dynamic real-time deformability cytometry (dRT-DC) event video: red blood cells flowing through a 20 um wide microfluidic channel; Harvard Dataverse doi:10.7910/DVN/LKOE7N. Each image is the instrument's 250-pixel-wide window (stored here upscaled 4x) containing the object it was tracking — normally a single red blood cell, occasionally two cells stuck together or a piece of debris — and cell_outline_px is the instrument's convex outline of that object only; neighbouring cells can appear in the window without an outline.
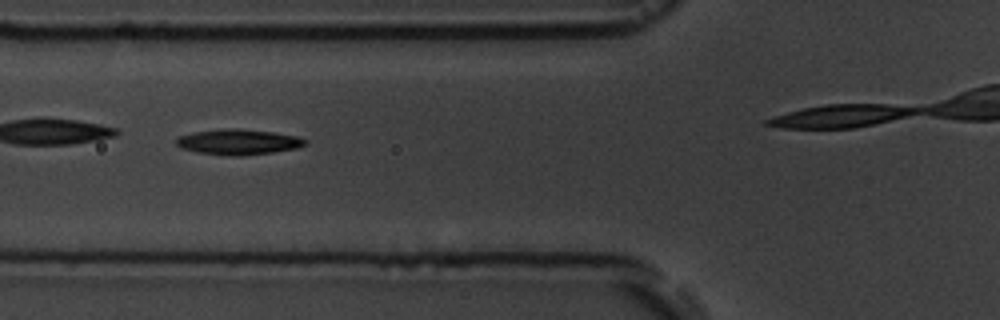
{"species": "common noctule bat (a hibernating species)", "species_latin": "Nyctalus noctula", "temperature_condition": "room temperature", "stored_images_in_passage": 12, "camera_frame_rate_fps": 3000, "um_per_image_px": 0.085, "animal": {"sex": "male", "body_mass_g": 19.5, "forearm_length_mm": 54.6}, "frame": {"image": 1, "passage_image": 7, "time_ms": 6.667, "image_size_px": [1000, 320], "cell_outline_px": [[308, 144], [296, 148], [272, 152], [196, 152], [180, 148], [176, 144], [176, 136], [192, 132], [228, 128], [240, 128], [272, 132], [296, 136], [308, 140]], "centroid_in_image_um": [20.24, 11.99], "position_along_channel_um": 105.6, "area_um2": 18.03}}